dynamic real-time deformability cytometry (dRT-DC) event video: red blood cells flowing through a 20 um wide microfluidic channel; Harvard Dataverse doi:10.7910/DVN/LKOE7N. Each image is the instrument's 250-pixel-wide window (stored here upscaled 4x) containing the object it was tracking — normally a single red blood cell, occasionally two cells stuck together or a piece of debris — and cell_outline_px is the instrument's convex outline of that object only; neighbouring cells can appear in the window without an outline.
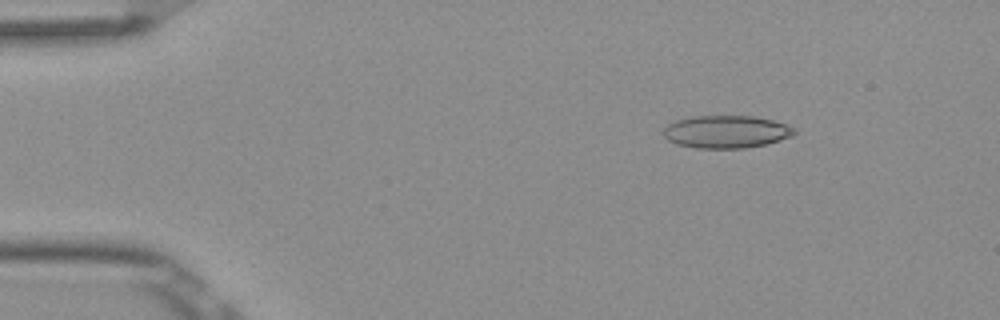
{"species": "Egyptian fruit bat (a non-hibernating species)", "species_latin": "Rousettus aegyptiacus", "temperature_condition": "room temperature", "stored_images_in_passage": 5, "camera_frame_rate_fps": 3000, "um_per_image_px": 0.085, "frame": {"image": 1, "passage_image": 3, "time_ms": 0.667, "image_size_px": [1000, 320], "cell_outline_px": [[796, 132], [792, 136], [768, 144], [744, 148], [696, 148], [676, 144], [668, 140], [664, 136], [664, 128], [668, 124], [676, 120], [688, 116], [752, 116], [772, 120], [796, 128]], "centroid_in_image_um": [61.72, 11.2], "position_along_channel_um": 23.3, "area_um2": 24.97}}